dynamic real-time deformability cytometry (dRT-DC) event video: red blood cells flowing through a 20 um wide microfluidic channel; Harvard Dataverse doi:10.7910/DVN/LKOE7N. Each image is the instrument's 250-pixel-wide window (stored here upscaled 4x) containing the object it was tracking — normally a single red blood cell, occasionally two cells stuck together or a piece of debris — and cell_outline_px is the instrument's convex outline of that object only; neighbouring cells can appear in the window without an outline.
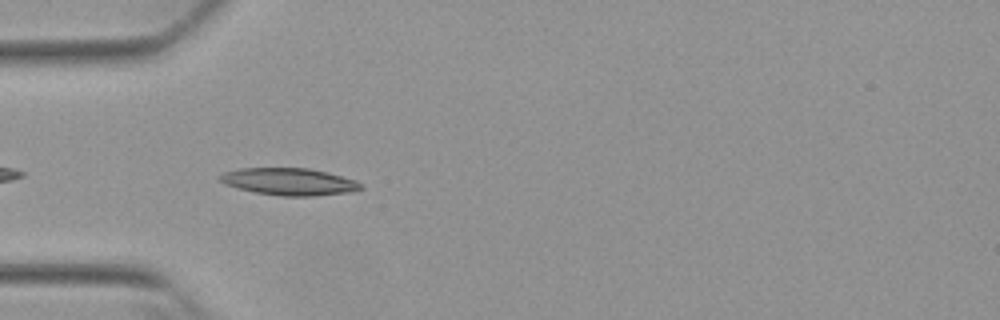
{"species": "Egyptian fruit bat (a non-hibernating species)", "species_latin": "Rousettus aegyptiacus", "temperature_condition": "warm", "stored_images_in_passage": 13, "camera_frame_rate_fps": 3000, "um_per_image_px": 0.085, "animal": {"sex": "female"}, "frame": {"image": 1, "passage_image": 3, "time_ms": 0.667, "image_size_px": [1000, 320], "cell_outline_px": [[364, 188], [348, 192], [312, 196], [284, 196], [256, 192], [236, 188], [224, 184], [216, 176], [224, 172], [240, 168], [308, 168], [328, 172], [356, 180]], "centroid_in_image_um": [24.55, 15.43], "position_along_channel_um": 60.5, "area_um2": 22.25}}